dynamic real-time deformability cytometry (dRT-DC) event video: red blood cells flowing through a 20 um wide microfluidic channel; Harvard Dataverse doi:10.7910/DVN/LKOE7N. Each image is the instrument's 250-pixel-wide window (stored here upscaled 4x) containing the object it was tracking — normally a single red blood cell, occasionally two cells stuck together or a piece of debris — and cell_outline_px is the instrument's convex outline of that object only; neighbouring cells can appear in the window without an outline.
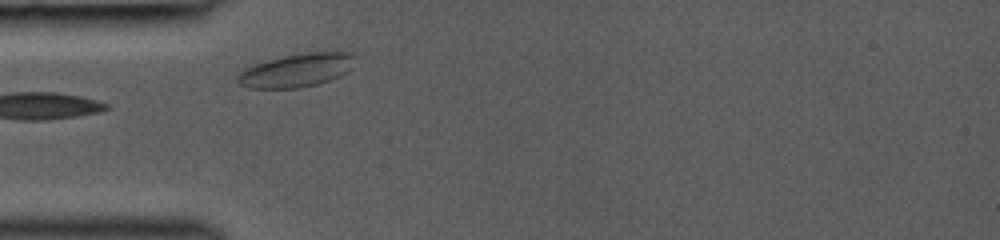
{"species": "common noctule bat (a hibernating species)", "species_latin": "Nyctalus noctula", "temperature_condition": "room temperature", "stored_images_in_passage": 24, "camera_frame_rate_fps": 3000, "um_per_image_px": 0.085, "animal": {"sex": "female", "body_mass_g": 19.0, "forearm_length_mm": 53.3}, "frame": {"image": 1, "passage_image": 1, "time_ms": 0.0, "image_size_px": [1000, 240], "cell_outline_px": [[356, 56], [352, 68], [348, 72], [340, 76], [316, 84], [300, 88], [248, 88], [240, 84], [236, 80], [236, 76], [244, 68], [268, 60], [284, 56], [312, 52], [348, 52]], "centroid_in_image_um": [25.22, 5.98], "position_along_channel_um": 59.8, "area_um2": 22.77}}